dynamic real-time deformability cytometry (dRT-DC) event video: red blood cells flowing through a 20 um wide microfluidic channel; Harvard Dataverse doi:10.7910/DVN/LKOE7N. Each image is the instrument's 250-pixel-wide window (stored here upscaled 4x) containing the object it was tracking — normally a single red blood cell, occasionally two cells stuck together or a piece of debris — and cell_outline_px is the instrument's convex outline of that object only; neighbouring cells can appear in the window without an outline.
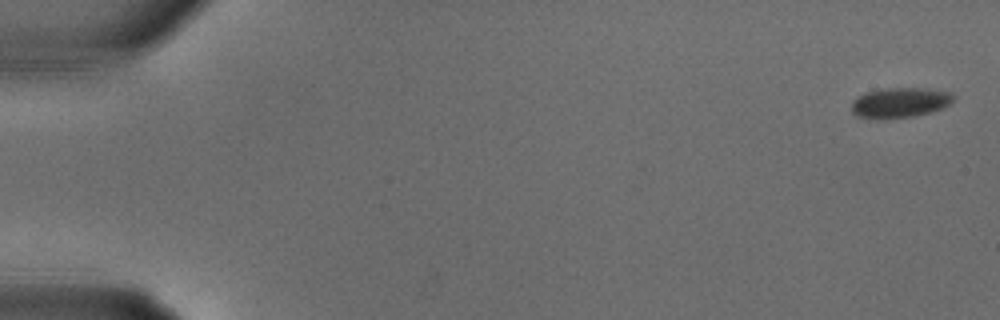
{"species": "common noctule bat (a hibernating species)", "species_latin": "Nyctalus noctula", "temperature_condition": "warm", "stored_images_in_passage": 30, "camera_frame_rate_fps": 3000, "um_per_image_px": 0.085, "animal": {"sex": "male", "body_mass_g": 18.8}, "frame": {"image": 1, "passage_image": 1, "time_ms": 0.0, "image_size_px": [1000, 320], "cell_outline_px": [[952, 100], [948, 104], [940, 108], [928, 112], [912, 116], [856, 116], [852, 112], [852, 100], [856, 96], [864, 92], [884, 88], [916, 88], [948, 92], [952, 96]], "centroid_in_image_um": [76.42, 8.67], "position_along_channel_um": 8.6, "area_um2": 16.88}}
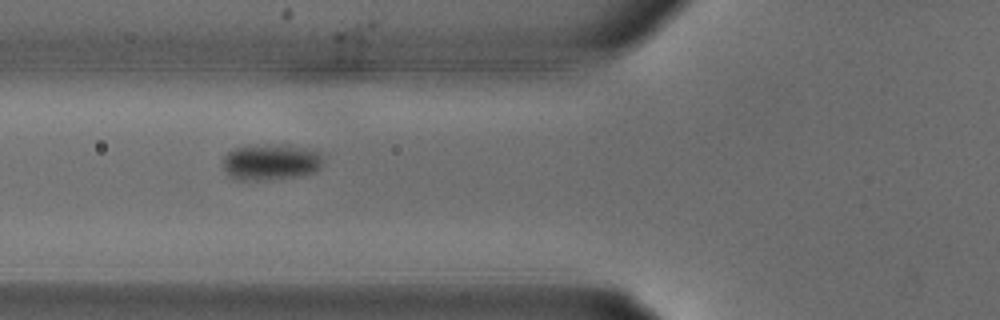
{"frame": {"image": 2, "passage_image": 12, "time_ms": 3.667, "image_size_px": [1000, 320], "cell_outline_px": [[324, 164], [320, 168], [312, 172], [300, 176], [260, 180], [236, 180], [228, 176], [224, 172], [224, 156], [232, 148], [276, 144], [292, 144], [320, 152], [324, 160]], "centroid_in_image_um": [23.04, 13.77], "position_along_channel_um": 102.8, "area_um2": 21.39}}
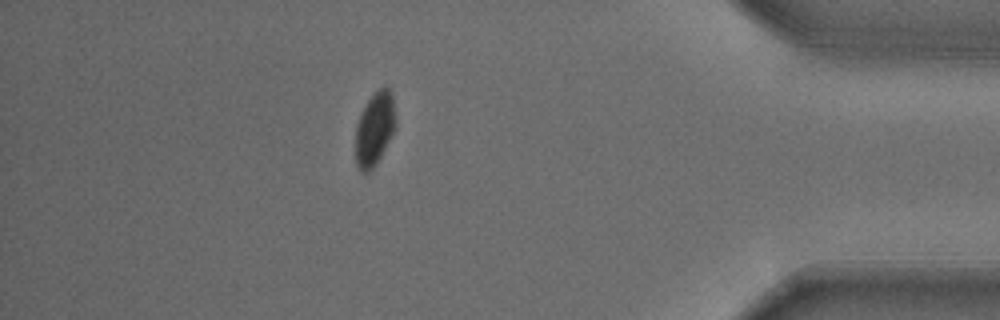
{"frame": {"image": 3, "passage_image": 27, "time_ms": 8.667, "image_size_px": [1000, 320], "cell_outline_px": [[396, 128], [376, 164], [368, 172], [360, 172], [356, 164], [356, 124], [368, 100], [380, 88], [388, 88], [392, 96], [396, 116]], "centroid_in_image_um": [31.85, 10.98], "position_along_channel_um": 403.3, "area_um2": 16.94}}